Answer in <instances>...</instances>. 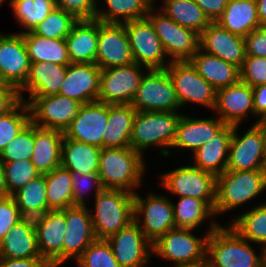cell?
Listing matches in <instances>:
<instances>
[{"label":"cell","mask_w":266,"mask_h":267,"mask_svg":"<svg viewBox=\"0 0 266 267\" xmlns=\"http://www.w3.org/2000/svg\"><path fill=\"white\" fill-rule=\"evenodd\" d=\"M253 207V208H252ZM237 215L228 224L244 239L266 250V201Z\"/></svg>","instance_id":"cell-37"},{"label":"cell","mask_w":266,"mask_h":267,"mask_svg":"<svg viewBox=\"0 0 266 267\" xmlns=\"http://www.w3.org/2000/svg\"><path fill=\"white\" fill-rule=\"evenodd\" d=\"M74 262L78 267H121L106 239H96Z\"/></svg>","instance_id":"cell-46"},{"label":"cell","mask_w":266,"mask_h":267,"mask_svg":"<svg viewBox=\"0 0 266 267\" xmlns=\"http://www.w3.org/2000/svg\"><path fill=\"white\" fill-rule=\"evenodd\" d=\"M66 229V209L50 210L36 230L39 253L55 267L63 265V242Z\"/></svg>","instance_id":"cell-25"},{"label":"cell","mask_w":266,"mask_h":267,"mask_svg":"<svg viewBox=\"0 0 266 267\" xmlns=\"http://www.w3.org/2000/svg\"><path fill=\"white\" fill-rule=\"evenodd\" d=\"M20 100L16 88L0 82V115L11 110Z\"/></svg>","instance_id":"cell-54"},{"label":"cell","mask_w":266,"mask_h":267,"mask_svg":"<svg viewBox=\"0 0 266 267\" xmlns=\"http://www.w3.org/2000/svg\"><path fill=\"white\" fill-rule=\"evenodd\" d=\"M123 24L128 35L134 63L145 66L149 70L165 69L171 63L153 24L147 17Z\"/></svg>","instance_id":"cell-12"},{"label":"cell","mask_w":266,"mask_h":267,"mask_svg":"<svg viewBox=\"0 0 266 267\" xmlns=\"http://www.w3.org/2000/svg\"><path fill=\"white\" fill-rule=\"evenodd\" d=\"M89 207L97 239H107L134 220V194L124 190L103 189Z\"/></svg>","instance_id":"cell-5"},{"label":"cell","mask_w":266,"mask_h":267,"mask_svg":"<svg viewBox=\"0 0 266 267\" xmlns=\"http://www.w3.org/2000/svg\"><path fill=\"white\" fill-rule=\"evenodd\" d=\"M101 69L95 63H70L59 95L81 104L96 102L100 92Z\"/></svg>","instance_id":"cell-23"},{"label":"cell","mask_w":266,"mask_h":267,"mask_svg":"<svg viewBox=\"0 0 266 267\" xmlns=\"http://www.w3.org/2000/svg\"><path fill=\"white\" fill-rule=\"evenodd\" d=\"M0 267H55L50 261L42 257L12 259L1 258Z\"/></svg>","instance_id":"cell-56"},{"label":"cell","mask_w":266,"mask_h":267,"mask_svg":"<svg viewBox=\"0 0 266 267\" xmlns=\"http://www.w3.org/2000/svg\"><path fill=\"white\" fill-rule=\"evenodd\" d=\"M216 22L242 37L261 27L255 0H228L222 16Z\"/></svg>","instance_id":"cell-32"},{"label":"cell","mask_w":266,"mask_h":267,"mask_svg":"<svg viewBox=\"0 0 266 267\" xmlns=\"http://www.w3.org/2000/svg\"><path fill=\"white\" fill-rule=\"evenodd\" d=\"M77 22L73 15L55 7L31 32L45 38L65 39Z\"/></svg>","instance_id":"cell-43"},{"label":"cell","mask_w":266,"mask_h":267,"mask_svg":"<svg viewBox=\"0 0 266 267\" xmlns=\"http://www.w3.org/2000/svg\"><path fill=\"white\" fill-rule=\"evenodd\" d=\"M71 63H95L98 20H79L65 38Z\"/></svg>","instance_id":"cell-28"},{"label":"cell","mask_w":266,"mask_h":267,"mask_svg":"<svg viewBox=\"0 0 266 267\" xmlns=\"http://www.w3.org/2000/svg\"><path fill=\"white\" fill-rule=\"evenodd\" d=\"M213 112L222 122L232 126L242 124L247 117L255 118L252 87L239 81L216 90Z\"/></svg>","instance_id":"cell-20"},{"label":"cell","mask_w":266,"mask_h":267,"mask_svg":"<svg viewBox=\"0 0 266 267\" xmlns=\"http://www.w3.org/2000/svg\"><path fill=\"white\" fill-rule=\"evenodd\" d=\"M183 114L173 112H138L133 122L129 147L144 156L151 147L159 149V157H171L178 123Z\"/></svg>","instance_id":"cell-3"},{"label":"cell","mask_w":266,"mask_h":267,"mask_svg":"<svg viewBox=\"0 0 266 267\" xmlns=\"http://www.w3.org/2000/svg\"><path fill=\"white\" fill-rule=\"evenodd\" d=\"M46 198L50 210L73 206L72 175L59 166L46 174Z\"/></svg>","instance_id":"cell-40"},{"label":"cell","mask_w":266,"mask_h":267,"mask_svg":"<svg viewBox=\"0 0 266 267\" xmlns=\"http://www.w3.org/2000/svg\"><path fill=\"white\" fill-rule=\"evenodd\" d=\"M49 211V208L19 209V222L36 231Z\"/></svg>","instance_id":"cell-53"},{"label":"cell","mask_w":266,"mask_h":267,"mask_svg":"<svg viewBox=\"0 0 266 267\" xmlns=\"http://www.w3.org/2000/svg\"><path fill=\"white\" fill-rule=\"evenodd\" d=\"M63 137L61 131L34 125V151L31 161L40 174L50 173L61 166Z\"/></svg>","instance_id":"cell-29"},{"label":"cell","mask_w":266,"mask_h":267,"mask_svg":"<svg viewBox=\"0 0 266 267\" xmlns=\"http://www.w3.org/2000/svg\"><path fill=\"white\" fill-rule=\"evenodd\" d=\"M199 49L241 68L245 58L244 37L211 22L200 34Z\"/></svg>","instance_id":"cell-22"},{"label":"cell","mask_w":266,"mask_h":267,"mask_svg":"<svg viewBox=\"0 0 266 267\" xmlns=\"http://www.w3.org/2000/svg\"><path fill=\"white\" fill-rule=\"evenodd\" d=\"M147 164L140 153L131 147L102 148L98 176L104 189L135 193L145 185Z\"/></svg>","instance_id":"cell-1"},{"label":"cell","mask_w":266,"mask_h":267,"mask_svg":"<svg viewBox=\"0 0 266 267\" xmlns=\"http://www.w3.org/2000/svg\"><path fill=\"white\" fill-rule=\"evenodd\" d=\"M240 126H233L226 170H266L263 159L261 120L252 124L243 134L238 132Z\"/></svg>","instance_id":"cell-15"},{"label":"cell","mask_w":266,"mask_h":267,"mask_svg":"<svg viewBox=\"0 0 266 267\" xmlns=\"http://www.w3.org/2000/svg\"><path fill=\"white\" fill-rule=\"evenodd\" d=\"M30 109L31 122L45 129L58 130L64 133L76 117L80 106L78 101L62 95L44 97H24Z\"/></svg>","instance_id":"cell-14"},{"label":"cell","mask_w":266,"mask_h":267,"mask_svg":"<svg viewBox=\"0 0 266 267\" xmlns=\"http://www.w3.org/2000/svg\"><path fill=\"white\" fill-rule=\"evenodd\" d=\"M161 4L160 8L158 7L161 12L180 26L194 30L198 34L211 23L194 0H163Z\"/></svg>","instance_id":"cell-39"},{"label":"cell","mask_w":266,"mask_h":267,"mask_svg":"<svg viewBox=\"0 0 266 267\" xmlns=\"http://www.w3.org/2000/svg\"><path fill=\"white\" fill-rule=\"evenodd\" d=\"M158 0H101L97 1L95 19L103 23L123 24L147 17ZM100 3H104V7ZM103 7V8H102Z\"/></svg>","instance_id":"cell-34"},{"label":"cell","mask_w":266,"mask_h":267,"mask_svg":"<svg viewBox=\"0 0 266 267\" xmlns=\"http://www.w3.org/2000/svg\"><path fill=\"white\" fill-rule=\"evenodd\" d=\"M31 122L28 104L20 100L11 110L0 115V152Z\"/></svg>","instance_id":"cell-42"},{"label":"cell","mask_w":266,"mask_h":267,"mask_svg":"<svg viewBox=\"0 0 266 267\" xmlns=\"http://www.w3.org/2000/svg\"><path fill=\"white\" fill-rule=\"evenodd\" d=\"M177 200V203L172 200L176 228L197 231L207 220L210 229H217L221 225L215 218L214 210L204 200L192 197H178Z\"/></svg>","instance_id":"cell-31"},{"label":"cell","mask_w":266,"mask_h":267,"mask_svg":"<svg viewBox=\"0 0 266 267\" xmlns=\"http://www.w3.org/2000/svg\"><path fill=\"white\" fill-rule=\"evenodd\" d=\"M98 0H55L56 7L79 20H95Z\"/></svg>","instance_id":"cell-50"},{"label":"cell","mask_w":266,"mask_h":267,"mask_svg":"<svg viewBox=\"0 0 266 267\" xmlns=\"http://www.w3.org/2000/svg\"><path fill=\"white\" fill-rule=\"evenodd\" d=\"M67 74V66L55 63L37 62L30 64L25 84L18 90L20 98L57 95Z\"/></svg>","instance_id":"cell-27"},{"label":"cell","mask_w":266,"mask_h":267,"mask_svg":"<svg viewBox=\"0 0 266 267\" xmlns=\"http://www.w3.org/2000/svg\"><path fill=\"white\" fill-rule=\"evenodd\" d=\"M216 176L191 163L160 174L159 185L172 196L204 200L213 210L216 200Z\"/></svg>","instance_id":"cell-7"},{"label":"cell","mask_w":266,"mask_h":267,"mask_svg":"<svg viewBox=\"0 0 266 267\" xmlns=\"http://www.w3.org/2000/svg\"><path fill=\"white\" fill-rule=\"evenodd\" d=\"M173 267H208V262L206 261H200L197 263H192V264H178L174 265Z\"/></svg>","instance_id":"cell-61"},{"label":"cell","mask_w":266,"mask_h":267,"mask_svg":"<svg viewBox=\"0 0 266 267\" xmlns=\"http://www.w3.org/2000/svg\"><path fill=\"white\" fill-rule=\"evenodd\" d=\"M232 131L233 126L225 124L212 137V141L206 142L191 155L192 165L216 177L224 173L227 169Z\"/></svg>","instance_id":"cell-26"},{"label":"cell","mask_w":266,"mask_h":267,"mask_svg":"<svg viewBox=\"0 0 266 267\" xmlns=\"http://www.w3.org/2000/svg\"><path fill=\"white\" fill-rule=\"evenodd\" d=\"M266 191V170H226L216 178V217L242 207Z\"/></svg>","instance_id":"cell-4"},{"label":"cell","mask_w":266,"mask_h":267,"mask_svg":"<svg viewBox=\"0 0 266 267\" xmlns=\"http://www.w3.org/2000/svg\"><path fill=\"white\" fill-rule=\"evenodd\" d=\"M213 230L207 227L197 236L194 229L173 228L152 243L153 257L173 263L171 266L206 261L207 239Z\"/></svg>","instance_id":"cell-6"},{"label":"cell","mask_w":266,"mask_h":267,"mask_svg":"<svg viewBox=\"0 0 266 267\" xmlns=\"http://www.w3.org/2000/svg\"><path fill=\"white\" fill-rule=\"evenodd\" d=\"M261 133L263 139V159L266 168V120H261Z\"/></svg>","instance_id":"cell-60"},{"label":"cell","mask_w":266,"mask_h":267,"mask_svg":"<svg viewBox=\"0 0 266 267\" xmlns=\"http://www.w3.org/2000/svg\"><path fill=\"white\" fill-rule=\"evenodd\" d=\"M124 24L98 21V46L95 64L102 70L133 63Z\"/></svg>","instance_id":"cell-18"},{"label":"cell","mask_w":266,"mask_h":267,"mask_svg":"<svg viewBox=\"0 0 266 267\" xmlns=\"http://www.w3.org/2000/svg\"><path fill=\"white\" fill-rule=\"evenodd\" d=\"M165 69L173 81L181 110L190 103L213 111L216 89L198 74L189 60L171 61Z\"/></svg>","instance_id":"cell-11"},{"label":"cell","mask_w":266,"mask_h":267,"mask_svg":"<svg viewBox=\"0 0 266 267\" xmlns=\"http://www.w3.org/2000/svg\"><path fill=\"white\" fill-rule=\"evenodd\" d=\"M136 110L131 104L109 105L103 148L129 147Z\"/></svg>","instance_id":"cell-36"},{"label":"cell","mask_w":266,"mask_h":267,"mask_svg":"<svg viewBox=\"0 0 266 267\" xmlns=\"http://www.w3.org/2000/svg\"><path fill=\"white\" fill-rule=\"evenodd\" d=\"M0 257L12 259L41 257L36 231L27 228L21 222L15 224L0 241Z\"/></svg>","instance_id":"cell-38"},{"label":"cell","mask_w":266,"mask_h":267,"mask_svg":"<svg viewBox=\"0 0 266 267\" xmlns=\"http://www.w3.org/2000/svg\"><path fill=\"white\" fill-rule=\"evenodd\" d=\"M211 22H216L223 14L228 0H194Z\"/></svg>","instance_id":"cell-55"},{"label":"cell","mask_w":266,"mask_h":267,"mask_svg":"<svg viewBox=\"0 0 266 267\" xmlns=\"http://www.w3.org/2000/svg\"><path fill=\"white\" fill-rule=\"evenodd\" d=\"M7 188L5 183V174H4V168L3 163L0 160V198L7 197Z\"/></svg>","instance_id":"cell-59"},{"label":"cell","mask_w":266,"mask_h":267,"mask_svg":"<svg viewBox=\"0 0 266 267\" xmlns=\"http://www.w3.org/2000/svg\"><path fill=\"white\" fill-rule=\"evenodd\" d=\"M148 70L134 62L102 69L97 101L108 105L131 104L141 79Z\"/></svg>","instance_id":"cell-13"},{"label":"cell","mask_w":266,"mask_h":267,"mask_svg":"<svg viewBox=\"0 0 266 267\" xmlns=\"http://www.w3.org/2000/svg\"><path fill=\"white\" fill-rule=\"evenodd\" d=\"M22 34L30 63L46 62L62 66L71 63L65 39L45 38L31 31Z\"/></svg>","instance_id":"cell-35"},{"label":"cell","mask_w":266,"mask_h":267,"mask_svg":"<svg viewBox=\"0 0 266 267\" xmlns=\"http://www.w3.org/2000/svg\"><path fill=\"white\" fill-rule=\"evenodd\" d=\"M131 106L138 112L181 111L173 81L166 69H152L145 73Z\"/></svg>","instance_id":"cell-8"},{"label":"cell","mask_w":266,"mask_h":267,"mask_svg":"<svg viewBox=\"0 0 266 267\" xmlns=\"http://www.w3.org/2000/svg\"><path fill=\"white\" fill-rule=\"evenodd\" d=\"M229 224L211 231L207 239L208 267H266V250L255 251Z\"/></svg>","instance_id":"cell-2"},{"label":"cell","mask_w":266,"mask_h":267,"mask_svg":"<svg viewBox=\"0 0 266 267\" xmlns=\"http://www.w3.org/2000/svg\"><path fill=\"white\" fill-rule=\"evenodd\" d=\"M30 60L22 33H0V82L19 90L26 82Z\"/></svg>","instance_id":"cell-17"},{"label":"cell","mask_w":266,"mask_h":267,"mask_svg":"<svg viewBox=\"0 0 266 267\" xmlns=\"http://www.w3.org/2000/svg\"><path fill=\"white\" fill-rule=\"evenodd\" d=\"M10 7L15 21L23 29L16 33L32 31L56 7L55 0H13Z\"/></svg>","instance_id":"cell-41"},{"label":"cell","mask_w":266,"mask_h":267,"mask_svg":"<svg viewBox=\"0 0 266 267\" xmlns=\"http://www.w3.org/2000/svg\"><path fill=\"white\" fill-rule=\"evenodd\" d=\"M109 118V105L101 102L82 104L64 136L103 148V135Z\"/></svg>","instance_id":"cell-19"},{"label":"cell","mask_w":266,"mask_h":267,"mask_svg":"<svg viewBox=\"0 0 266 267\" xmlns=\"http://www.w3.org/2000/svg\"><path fill=\"white\" fill-rule=\"evenodd\" d=\"M2 163L8 196H12L30 180L40 175L31 160L21 159Z\"/></svg>","instance_id":"cell-44"},{"label":"cell","mask_w":266,"mask_h":267,"mask_svg":"<svg viewBox=\"0 0 266 267\" xmlns=\"http://www.w3.org/2000/svg\"><path fill=\"white\" fill-rule=\"evenodd\" d=\"M102 148L68 139L62 140L61 166L70 172L98 174V165Z\"/></svg>","instance_id":"cell-33"},{"label":"cell","mask_w":266,"mask_h":267,"mask_svg":"<svg viewBox=\"0 0 266 267\" xmlns=\"http://www.w3.org/2000/svg\"><path fill=\"white\" fill-rule=\"evenodd\" d=\"M225 125L216 115L209 118L182 115L171 149L191 151V155L208 141ZM176 149V150H175ZM175 150V151H174Z\"/></svg>","instance_id":"cell-24"},{"label":"cell","mask_w":266,"mask_h":267,"mask_svg":"<svg viewBox=\"0 0 266 267\" xmlns=\"http://www.w3.org/2000/svg\"><path fill=\"white\" fill-rule=\"evenodd\" d=\"M147 18L153 24L170 61L189 60L199 49L200 34L177 24L156 8V3Z\"/></svg>","instance_id":"cell-10"},{"label":"cell","mask_w":266,"mask_h":267,"mask_svg":"<svg viewBox=\"0 0 266 267\" xmlns=\"http://www.w3.org/2000/svg\"><path fill=\"white\" fill-rule=\"evenodd\" d=\"M244 41L246 55L266 58V26L252 30Z\"/></svg>","instance_id":"cell-52"},{"label":"cell","mask_w":266,"mask_h":267,"mask_svg":"<svg viewBox=\"0 0 266 267\" xmlns=\"http://www.w3.org/2000/svg\"><path fill=\"white\" fill-rule=\"evenodd\" d=\"M8 1V0H7ZM6 0H0V7L4 5L5 2H7ZM13 0H9V5H11Z\"/></svg>","instance_id":"cell-62"},{"label":"cell","mask_w":266,"mask_h":267,"mask_svg":"<svg viewBox=\"0 0 266 267\" xmlns=\"http://www.w3.org/2000/svg\"><path fill=\"white\" fill-rule=\"evenodd\" d=\"M96 239L89 206L74 205L67 207L63 242V266L70 259L76 261Z\"/></svg>","instance_id":"cell-21"},{"label":"cell","mask_w":266,"mask_h":267,"mask_svg":"<svg viewBox=\"0 0 266 267\" xmlns=\"http://www.w3.org/2000/svg\"><path fill=\"white\" fill-rule=\"evenodd\" d=\"M255 123L266 120V84L253 87Z\"/></svg>","instance_id":"cell-57"},{"label":"cell","mask_w":266,"mask_h":267,"mask_svg":"<svg viewBox=\"0 0 266 267\" xmlns=\"http://www.w3.org/2000/svg\"><path fill=\"white\" fill-rule=\"evenodd\" d=\"M18 209L48 208L46 198V174L30 180L12 195Z\"/></svg>","instance_id":"cell-45"},{"label":"cell","mask_w":266,"mask_h":267,"mask_svg":"<svg viewBox=\"0 0 266 267\" xmlns=\"http://www.w3.org/2000/svg\"><path fill=\"white\" fill-rule=\"evenodd\" d=\"M106 240L121 267H148L151 263L152 243L135 220Z\"/></svg>","instance_id":"cell-16"},{"label":"cell","mask_w":266,"mask_h":267,"mask_svg":"<svg viewBox=\"0 0 266 267\" xmlns=\"http://www.w3.org/2000/svg\"><path fill=\"white\" fill-rule=\"evenodd\" d=\"M19 222V209L12 196L0 198V241Z\"/></svg>","instance_id":"cell-51"},{"label":"cell","mask_w":266,"mask_h":267,"mask_svg":"<svg viewBox=\"0 0 266 267\" xmlns=\"http://www.w3.org/2000/svg\"><path fill=\"white\" fill-rule=\"evenodd\" d=\"M261 26H266V0H255Z\"/></svg>","instance_id":"cell-58"},{"label":"cell","mask_w":266,"mask_h":267,"mask_svg":"<svg viewBox=\"0 0 266 267\" xmlns=\"http://www.w3.org/2000/svg\"><path fill=\"white\" fill-rule=\"evenodd\" d=\"M34 151V124L30 122L24 130L7 143L0 152L2 162H12L21 159L31 160Z\"/></svg>","instance_id":"cell-47"},{"label":"cell","mask_w":266,"mask_h":267,"mask_svg":"<svg viewBox=\"0 0 266 267\" xmlns=\"http://www.w3.org/2000/svg\"><path fill=\"white\" fill-rule=\"evenodd\" d=\"M240 81L250 87L266 84V58L246 55L240 68Z\"/></svg>","instance_id":"cell-49"},{"label":"cell","mask_w":266,"mask_h":267,"mask_svg":"<svg viewBox=\"0 0 266 267\" xmlns=\"http://www.w3.org/2000/svg\"><path fill=\"white\" fill-rule=\"evenodd\" d=\"M198 74L216 90L240 81V68L198 49L189 59Z\"/></svg>","instance_id":"cell-30"},{"label":"cell","mask_w":266,"mask_h":267,"mask_svg":"<svg viewBox=\"0 0 266 267\" xmlns=\"http://www.w3.org/2000/svg\"><path fill=\"white\" fill-rule=\"evenodd\" d=\"M72 188H73V206H86L87 198L85 196L92 195L95 197L104 188L101 185L98 174H81L79 172H71ZM91 193V194H90ZM86 199V200H85Z\"/></svg>","instance_id":"cell-48"},{"label":"cell","mask_w":266,"mask_h":267,"mask_svg":"<svg viewBox=\"0 0 266 267\" xmlns=\"http://www.w3.org/2000/svg\"><path fill=\"white\" fill-rule=\"evenodd\" d=\"M169 196L152 193L151 190L144 197L137 191L134 193V220L151 243L176 228Z\"/></svg>","instance_id":"cell-9"}]
</instances>
